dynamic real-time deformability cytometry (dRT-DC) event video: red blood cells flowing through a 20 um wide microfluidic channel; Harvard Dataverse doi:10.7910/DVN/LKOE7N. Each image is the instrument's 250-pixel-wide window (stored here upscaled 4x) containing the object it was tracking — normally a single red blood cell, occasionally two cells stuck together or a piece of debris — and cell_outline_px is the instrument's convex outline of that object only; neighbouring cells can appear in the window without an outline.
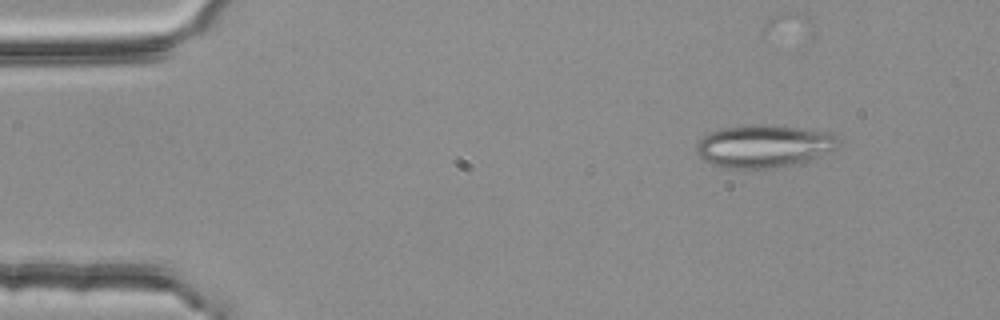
{"species": "common noctule bat (a hibernating species)", "species_latin": "Nyctalus noctula", "temperature_condition": "room temperature", "stored_images_in_passage": 3, "camera_frame_rate_fps": 3000, "um_per_image_px": 0.085, "animal": {"sex": "female", "body_mass_g": 25.1}, "frame": {"image": 1, "passage_image": 1, "time_ms": 0.0, "image_size_px": [1000, 320], "cell_outline_px": [[840, 148], [792, 164], [776, 168], [724, 168], [712, 164], [704, 160], [696, 152], [696, 144], [704, 136], [720, 128], [752, 124], [764, 124], [832, 132], [840, 140]], "centroid_in_image_um": [64.93, 12.41], "position_along_channel_um": 20.1, "area_um2": 35.2}}